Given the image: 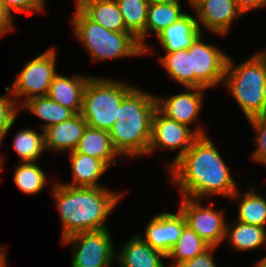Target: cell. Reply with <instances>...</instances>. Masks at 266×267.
<instances>
[{
	"mask_svg": "<svg viewBox=\"0 0 266 267\" xmlns=\"http://www.w3.org/2000/svg\"><path fill=\"white\" fill-rule=\"evenodd\" d=\"M56 58L57 52L52 47L24 64V68L11 84L12 87L8 86L18 107L28 99L47 96L52 80L58 73ZM19 98L23 100L18 102Z\"/></svg>",
	"mask_w": 266,
	"mask_h": 267,
	"instance_id": "cell-7",
	"label": "cell"
},
{
	"mask_svg": "<svg viewBox=\"0 0 266 267\" xmlns=\"http://www.w3.org/2000/svg\"><path fill=\"white\" fill-rule=\"evenodd\" d=\"M196 125L195 129L192 130L189 126L168 118L157 108L152 118L151 138L147 156L157 148L162 151L166 149L174 151L179 148L180 151L174 160L166 165V169H169L187 152L199 136L206 135L203 126L200 123H196Z\"/></svg>",
	"mask_w": 266,
	"mask_h": 267,
	"instance_id": "cell-8",
	"label": "cell"
},
{
	"mask_svg": "<svg viewBox=\"0 0 266 267\" xmlns=\"http://www.w3.org/2000/svg\"><path fill=\"white\" fill-rule=\"evenodd\" d=\"M36 162H20L15 167L13 180L15 185L25 194H38L47 183L46 173Z\"/></svg>",
	"mask_w": 266,
	"mask_h": 267,
	"instance_id": "cell-30",
	"label": "cell"
},
{
	"mask_svg": "<svg viewBox=\"0 0 266 267\" xmlns=\"http://www.w3.org/2000/svg\"><path fill=\"white\" fill-rule=\"evenodd\" d=\"M153 2H180V0H149Z\"/></svg>",
	"mask_w": 266,
	"mask_h": 267,
	"instance_id": "cell-40",
	"label": "cell"
},
{
	"mask_svg": "<svg viewBox=\"0 0 266 267\" xmlns=\"http://www.w3.org/2000/svg\"><path fill=\"white\" fill-rule=\"evenodd\" d=\"M13 19L14 17L0 4V37L14 29Z\"/></svg>",
	"mask_w": 266,
	"mask_h": 267,
	"instance_id": "cell-35",
	"label": "cell"
},
{
	"mask_svg": "<svg viewBox=\"0 0 266 267\" xmlns=\"http://www.w3.org/2000/svg\"><path fill=\"white\" fill-rule=\"evenodd\" d=\"M74 151L97 158L109 168L117 162L116 156H120L112 145L109 132L88 126Z\"/></svg>",
	"mask_w": 266,
	"mask_h": 267,
	"instance_id": "cell-21",
	"label": "cell"
},
{
	"mask_svg": "<svg viewBox=\"0 0 266 267\" xmlns=\"http://www.w3.org/2000/svg\"><path fill=\"white\" fill-rule=\"evenodd\" d=\"M159 62L166 73L178 84L186 87H195V72H192L191 54L187 49L176 52H165Z\"/></svg>",
	"mask_w": 266,
	"mask_h": 267,
	"instance_id": "cell-28",
	"label": "cell"
},
{
	"mask_svg": "<svg viewBox=\"0 0 266 267\" xmlns=\"http://www.w3.org/2000/svg\"><path fill=\"white\" fill-rule=\"evenodd\" d=\"M192 8L198 5L202 0H187Z\"/></svg>",
	"mask_w": 266,
	"mask_h": 267,
	"instance_id": "cell-39",
	"label": "cell"
},
{
	"mask_svg": "<svg viewBox=\"0 0 266 267\" xmlns=\"http://www.w3.org/2000/svg\"><path fill=\"white\" fill-rule=\"evenodd\" d=\"M196 17L186 12L176 22L162 30L156 37L165 52L188 49L202 34Z\"/></svg>",
	"mask_w": 266,
	"mask_h": 267,
	"instance_id": "cell-18",
	"label": "cell"
},
{
	"mask_svg": "<svg viewBox=\"0 0 266 267\" xmlns=\"http://www.w3.org/2000/svg\"><path fill=\"white\" fill-rule=\"evenodd\" d=\"M183 93L169 98L156 96L157 108L168 118L190 127L197 121L203 107V98L206 89L186 87ZM190 90V91H189Z\"/></svg>",
	"mask_w": 266,
	"mask_h": 267,
	"instance_id": "cell-13",
	"label": "cell"
},
{
	"mask_svg": "<svg viewBox=\"0 0 266 267\" xmlns=\"http://www.w3.org/2000/svg\"><path fill=\"white\" fill-rule=\"evenodd\" d=\"M124 20L126 30L131 33L144 49L150 54L151 49L145 43V25L147 22L149 0H116Z\"/></svg>",
	"mask_w": 266,
	"mask_h": 267,
	"instance_id": "cell-22",
	"label": "cell"
},
{
	"mask_svg": "<svg viewBox=\"0 0 266 267\" xmlns=\"http://www.w3.org/2000/svg\"><path fill=\"white\" fill-rule=\"evenodd\" d=\"M89 76L74 75L68 77L57 73L49 87L47 96L75 114L81 113L83 93Z\"/></svg>",
	"mask_w": 266,
	"mask_h": 267,
	"instance_id": "cell-17",
	"label": "cell"
},
{
	"mask_svg": "<svg viewBox=\"0 0 266 267\" xmlns=\"http://www.w3.org/2000/svg\"><path fill=\"white\" fill-rule=\"evenodd\" d=\"M21 107L44 121V124L42 123V131L75 115L72 110L52 101L48 96L28 99L21 104Z\"/></svg>",
	"mask_w": 266,
	"mask_h": 267,
	"instance_id": "cell-24",
	"label": "cell"
},
{
	"mask_svg": "<svg viewBox=\"0 0 266 267\" xmlns=\"http://www.w3.org/2000/svg\"><path fill=\"white\" fill-rule=\"evenodd\" d=\"M61 241L72 245L71 267H110L115 262L116 250L108 228L77 233Z\"/></svg>",
	"mask_w": 266,
	"mask_h": 267,
	"instance_id": "cell-9",
	"label": "cell"
},
{
	"mask_svg": "<svg viewBox=\"0 0 266 267\" xmlns=\"http://www.w3.org/2000/svg\"><path fill=\"white\" fill-rule=\"evenodd\" d=\"M242 197V198H241ZM266 194L265 196L258 194L254 190V186H251L250 190L241 196L238 190L229 198L231 200H238L240 205L238 206L237 221L241 223H247L250 225H256L260 227L266 226Z\"/></svg>",
	"mask_w": 266,
	"mask_h": 267,
	"instance_id": "cell-25",
	"label": "cell"
},
{
	"mask_svg": "<svg viewBox=\"0 0 266 267\" xmlns=\"http://www.w3.org/2000/svg\"><path fill=\"white\" fill-rule=\"evenodd\" d=\"M225 240L237 251H252L266 245V228L236 220L232 226L226 224Z\"/></svg>",
	"mask_w": 266,
	"mask_h": 267,
	"instance_id": "cell-23",
	"label": "cell"
},
{
	"mask_svg": "<svg viewBox=\"0 0 266 267\" xmlns=\"http://www.w3.org/2000/svg\"><path fill=\"white\" fill-rule=\"evenodd\" d=\"M162 258L166 259V255L135 234L116 251L115 263L119 267H166Z\"/></svg>",
	"mask_w": 266,
	"mask_h": 267,
	"instance_id": "cell-16",
	"label": "cell"
},
{
	"mask_svg": "<svg viewBox=\"0 0 266 267\" xmlns=\"http://www.w3.org/2000/svg\"><path fill=\"white\" fill-rule=\"evenodd\" d=\"M13 139V148L22 162H37L46 150L44 131L38 133L33 128H25Z\"/></svg>",
	"mask_w": 266,
	"mask_h": 267,
	"instance_id": "cell-29",
	"label": "cell"
},
{
	"mask_svg": "<svg viewBox=\"0 0 266 267\" xmlns=\"http://www.w3.org/2000/svg\"><path fill=\"white\" fill-rule=\"evenodd\" d=\"M200 199L181 197L179 209L187 224L211 247H218L225 240L226 224L222 210H215L213 203L202 206Z\"/></svg>",
	"mask_w": 266,
	"mask_h": 267,
	"instance_id": "cell-10",
	"label": "cell"
},
{
	"mask_svg": "<svg viewBox=\"0 0 266 267\" xmlns=\"http://www.w3.org/2000/svg\"><path fill=\"white\" fill-rule=\"evenodd\" d=\"M5 92L7 93L0 97V145H2L3 139L15 123L20 111L14 98H10L11 92L8 87H5Z\"/></svg>",
	"mask_w": 266,
	"mask_h": 267,
	"instance_id": "cell-31",
	"label": "cell"
},
{
	"mask_svg": "<svg viewBox=\"0 0 266 267\" xmlns=\"http://www.w3.org/2000/svg\"><path fill=\"white\" fill-rule=\"evenodd\" d=\"M71 24L75 37L93 61L144 55V49L131 33L109 31L90 20L77 6Z\"/></svg>",
	"mask_w": 266,
	"mask_h": 267,
	"instance_id": "cell-5",
	"label": "cell"
},
{
	"mask_svg": "<svg viewBox=\"0 0 266 267\" xmlns=\"http://www.w3.org/2000/svg\"><path fill=\"white\" fill-rule=\"evenodd\" d=\"M193 10L201 31L200 23L216 35H226L233 21L242 15L235 0H202Z\"/></svg>",
	"mask_w": 266,
	"mask_h": 267,
	"instance_id": "cell-14",
	"label": "cell"
},
{
	"mask_svg": "<svg viewBox=\"0 0 266 267\" xmlns=\"http://www.w3.org/2000/svg\"><path fill=\"white\" fill-rule=\"evenodd\" d=\"M0 4L13 17V12H46L45 0H0Z\"/></svg>",
	"mask_w": 266,
	"mask_h": 267,
	"instance_id": "cell-33",
	"label": "cell"
},
{
	"mask_svg": "<svg viewBox=\"0 0 266 267\" xmlns=\"http://www.w3.org/2000/svg\"><path fill=\"white\" fill-rule=\"evenodd\" d=\"M52 195L62 223V240L82 232L107 229L106 219L124 194L107 186L73 187L55 182Z\"/></svg>",
	"mask_w": 266,
	"mask_h": 267,
	"instance_id": "cell-2",
	"label": "cell"
},
{
	"mask_svg": "<svg viewBox=\"0 0 266 267\" xmlns=\"http://www.w3.org/2000/svg\"><path fill=\"white\" fill-rule=\"evenodd\" d=\"M207 135L199 136L169 169L171 182L182 197L202 200L205 196L230 198L237 190L230 167Z\"/></svg>",
	"mask_w": 266,
	"mask_h": 267,
	"instance_id": "cell-1",
	"label": "cell"
},
{
	"mask_svg": "<svg viewBox=\"0 0 266 267\" xmlns=\"http://www.w3.org/2000/svg\"><path fill=\"white\" fill-rule=\"evenodd\" d=\"M211 246L201 239L198 234L187 224L182 231L177 243L173 245L166 259L173 262L168 267H178L183 262L203 254Z\"/></svg>",
	"mask_w": 266,
	"mask_h": 267,
	"instance_id": "cell-27",
	"label": "cell"
},
{
	"mask_svg": "<svg viewBox=\"0 0 266 267\" xmlns=\"http://www.w3.org/2000/svg\"><path fill=\"white\" fill-rule=\"evenodd\" d=\"M72 170V181L64 185L73 187H102L98 180L110 169L103 161L71 151L68 154Z\"/></svg>",
	"mask_w": 266,
	"mask_h": 267,
	"instance_id": "cell-20",
	"label": "cell"
},
{
	"mask_svg": "<svg viewBox=\"0 0 266 267\" xmlns=\"http://www.w3.org/2000/svg\"><path fill=\"white\" fill-rule=\"evenodd\" d=\"M87 126L81 113L49 126L44 130L46 150H53L57 153L74 151Z\"/></svg>",
	"mask_w": 266,
	"mask_h": 267,
	"instance_id": "cell-15",
	"label": "cell"
},
{
	"mask_svg": "<svg viewBox=\"0 0 266 267\" xmlns=\"http://www.w3.org/2000/svg\"><path fill=\"white\" fill-rule=\"evenodd\" d=\"M134 87L122 100L117 120L109 131L120 156H147L152 118L157 109L156 95Z\"/></svg>",
	"mask_w": 266,
	"mask_h": 267,
	"instance_id": "cell-3",
	"label": "cell"
},
{
	"mask_svg": "<svg viewBox=\"0 0 266 267\" xmlns=\"http://www.w3.org/2000/svg\"><path fill=\"white\" fill-rule=\"evenodd\" d=\"M7 251L5 249V247H1L0 246V267H7L8 266V262H7Z\"/></svg>",
	"mask_w": 266,
	"mask_h": 267,
	"instance_id": "cell-37",
	"label": "cell"
},
{
	"mask_svg": "<svg viewBox=\"0 0 266 267\" xmlns=\"http://www.w3.org/2000/svg\"><path fill=\"white\" fill-rule=\"evenodd\" d=\"M75 3L90 20L105 29L128 32L116 0H76Z\"/></svg>",
	"mask_w": 266,
	"mask_h": 267,
	"instance_id": "cell-19",
	"label": "cell"
},
{
	"mask_svg": "<svg viewBox=\"0 0 266 267\" xmlns=\"http://www.w3.org/2000/svg\"><path fill=\"white\" fill-rule=\"evenodd\" d=\"M134 88L124 81L90 76L83 93L81 114L88 127L109 132L123 98Z\"/></svg>",
	"mask_w": 266,
	"mask_h": 267,
	"instance_id": "cell-6",
	"label": "cell"
},
{
	"mask_svg": "<svg viewBox=\"0 0 266 267\" xmlns=\"http://www.w3.org/2000/svg\"><path fill=\"white\" fill-rule=\"evenodd\" d=\"M202 40L201 34L187 50L191 54L192 72H195V87L208 89L223 84L229 55Z\"/></svg>",
	"mask_w": 266,
	"mask_h": 267,
	"instance_id": "cell-11",
	"label": "cell"
},
{
	"mask_svg": "<svg viewBox=\"0 0 266 267\" xmlns=\"http://www.w3.org/2000/svg\"><path fill=\"white\" fill-rule=\"evenodd\" d=\"M235 2L242 14L251 10L266 7V0H235Z\"/></svg>",
	"mask_w": 266,
	"mask_h": 267,
	"instance_id": "cell-36",
	"label": "cell"
},
{
	"mask_svg": "<svg viewBox=\"0 0 266 267\" xmlns=\"http://www.w3.org/2000/svg\"><path fill=\"white\" fill-rule=\"evenodd\" d=\"M252 125L256 135L252 143L256 144V149L251 158L254 161L266 165V116L254 117L247 120Z\"/></svg>",
	"mask_w": 266,
	"mask_h": 267,
	"instance_id": "cell-32",
	"label": "cell"
},
{
	"mask_svg": "<svg viewBox=\"0 0 266 267\" xmlns=\"http://www.w3.org/2000/svg\"><path fill=\"white\" fill-rule=\"evenodd\" d=\"M216 247H210L203 254L180 264L178 267H216L212 252Z\"/></svg>",
	"mask_w": 266,
	"mask_h": 267,
	"instance_id": "cell-34",
	"label": "cell"
},
{
	"mask_svg": "<svg viewBox=\"0 0 266 267\" xmlns=\"http://www.w3.org/2000/svg\"><path fill=\"white\" fill-rule=\"evenodd\" d=\"M187 225L185 215L178 208L177 213L163 212L155 215L147 224L145 235L139 234L153 249L167 255Z\"/></svg>",
	"mask_w": 266,
	"mask_h": 267,
	"instance_id": "cell-12",
	"label": "cell"
},
{
	"mask_svg": "<svg viewBox=\"0 0 266 267\" xmlns=\"http://www.w3.org/2000/svg\"><path fill=\"white\" fill-rule=\"evenodd\" d=\"M255 267H266V258L264 257L263 259H259L256 263V265H254Z\"/></svg>",
	"mask_w": 266,
	"mask_h": 267,
	"instance_id": "cell-38",
	"label": "cell"
},
{
	"mask_svg": "<svg viewBox=\"0 0 266 267\" xmlns=\"http://www.w3.org/2000/svg\"><path fill=\"white\" fill-rule=\"evenodd\" d=\"M181 8V2L150 1L145 25V40L151 33L157 36L162 30L181 18L186 13Z\"/></svg>",
	"mask_w": 266,
	"mask_h": 267,
	"instance_id": "cell-26",
	"label": "cell"
},
{
	"mask_svg": "<svg viewBox=\"0 0 266 267\" xmlns=\"http://www.w3.org/2000/svg\"><path fill=\"white\" fill-rule=\"evenodd\" d=\"M223 85L229 88L247 120L266 116V50L238 65L228 56Z\"/></svg>",
	"mask_w": 266,
	"mask_h": 267,
	"instance_id": "cell-4",
	"label": "cell"
}]
</instances>
